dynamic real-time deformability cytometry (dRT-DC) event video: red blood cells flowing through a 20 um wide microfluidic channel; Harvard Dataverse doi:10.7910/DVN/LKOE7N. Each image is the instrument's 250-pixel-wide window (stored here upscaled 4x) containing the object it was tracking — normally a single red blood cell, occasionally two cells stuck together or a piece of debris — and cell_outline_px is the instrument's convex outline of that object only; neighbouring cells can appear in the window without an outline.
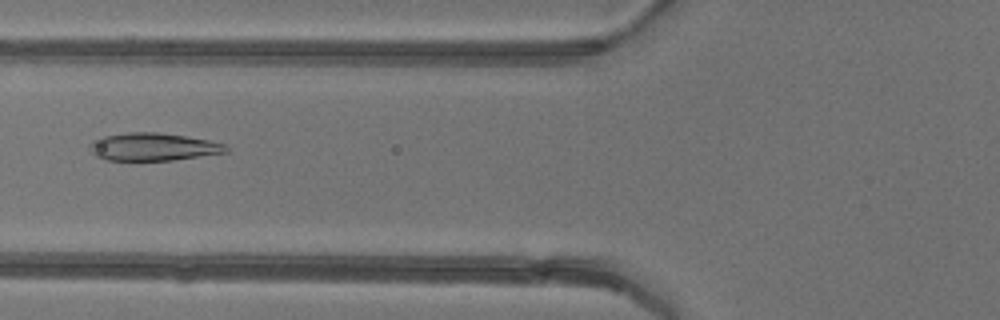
{"species": "common noctule bat (a hibernating species)", "species_latin": "Nyctalus noctula", "temperature_condition": "warm", "stored_images_in_passage": 3, "camera_frame_rate_fps": 3000, "um_per_image_px": 0.085, "animal": {"sex": "female"}, "frame": {"image": 1, "passage_image": 3, "time_ms": 2.0, "image_size_px": [1000, 320], "cell_outline_px": [[228, 152], [172, 160], [108, 160], [96, 156], [88, 148], [88, 144], [92, 140], [104, 136], [128, 132], [160, 132], [208, 140], [228, 144]], "centroid_in_image_um": [13.01, 12.47], "position_along_channel_um": 112.8, "area_um2": 22.08}}